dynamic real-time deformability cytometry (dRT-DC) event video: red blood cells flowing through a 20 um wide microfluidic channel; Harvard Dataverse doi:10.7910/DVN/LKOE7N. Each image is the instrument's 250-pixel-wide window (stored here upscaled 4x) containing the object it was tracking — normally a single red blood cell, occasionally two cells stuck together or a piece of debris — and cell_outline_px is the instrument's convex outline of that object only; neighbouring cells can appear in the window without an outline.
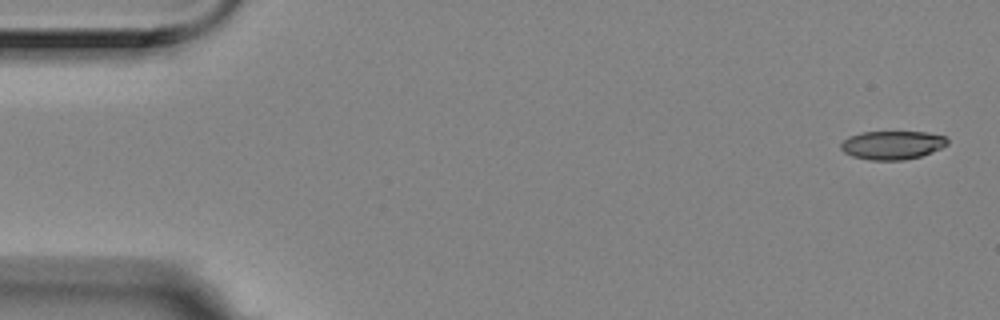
{"species": "Egyptian fruit bat (a non-hibernating species)", "species_latin": "Rousettus aegyptiacus", "temperature_condition": "room temperature", "stored_images_in_passage": 5, "camera_frame_rate_fps": 3000, "um_per_image_px": 0.085, "animal": {"sex": "female"}, "frame": {"image": 1, "passage_image": 1, "time_ms": 0.0, "image_size_px": [1000, 320], "cell_outline_px": [[948, 144], [940, 148], [920, 156], [904, 160], [868, 160], [852, 156], [844, 152], [840, 148], [840, 144], [848, 136], [864, 132], [924, 132], [944, 136], [948, 140]], "centroid_in_image_um": [75.81, 12.33], "position_along_channel_um": 9.2, "area_um2": 17.63}}
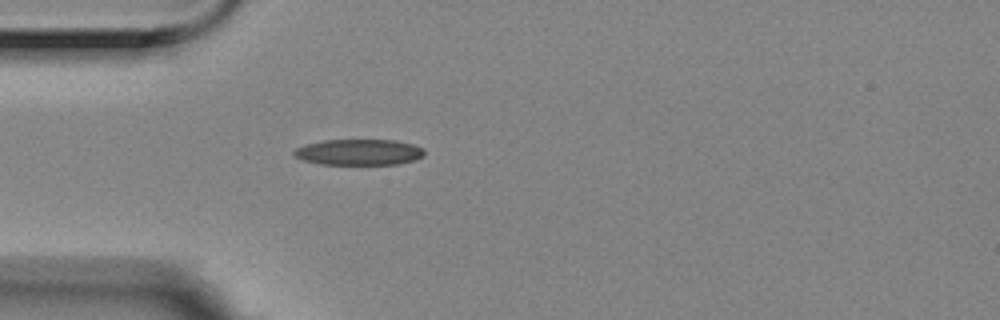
{"frame": {"image": 2, "passage_image": 5, "time_ms": 1.333, "image_size_px": [1000, 320], "cell_outline_px": [[424, 156], [412, 160], [396, 164], [320, 164], [304, 160], [296, 156], [292, 152], [296, 148], [304, 144], [324, 140], [392, 140], [412, 144], [424, 148]], "centroid_in_image_um": [30.49, 12.93], "position_along_channel_um": 54.5, "area_um2": 19.54}}